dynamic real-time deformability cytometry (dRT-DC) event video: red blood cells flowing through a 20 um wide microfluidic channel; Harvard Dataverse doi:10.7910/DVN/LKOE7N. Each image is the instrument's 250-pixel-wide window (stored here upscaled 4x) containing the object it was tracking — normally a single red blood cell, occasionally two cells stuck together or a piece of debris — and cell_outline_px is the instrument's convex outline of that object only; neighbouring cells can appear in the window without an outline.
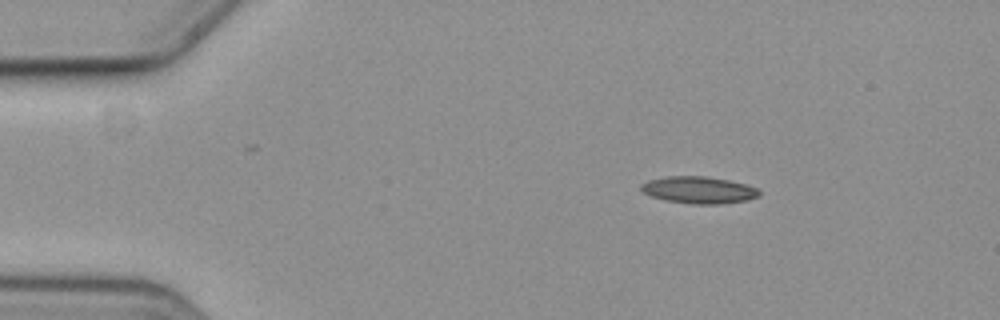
{"species": "common noctule bat (a hibernating species)", "species_latin": "Nyctalus noctula", "temperature_condition": "cold", "stored_images_in_passage": 49, "camera_frame_rate_fps": 3000, "um_per_image_px": 0.085, "animal": {"sex": "female", "body_mass_g": 19.3, "forearm_length_mm": 54.1}, "frame": {"image": 1, "passage_image": 1, "time_ms": 0.0, "image_size_px": [1000, 320], "cell_outline_px": [[760, 196], [744, 200], [716, 204], [692, 204], [664, 200], [652, 196], [644, 192], [640, 188], [640, 184], [648, 180], [668, 176], [704, 176], [728, 180], [744, 184], [756, 188], [760, 192]], "centroid_in_image_um": [59.36, 16.14], "position_along_channel_um": 25.6, "area_um2": 18.32}}
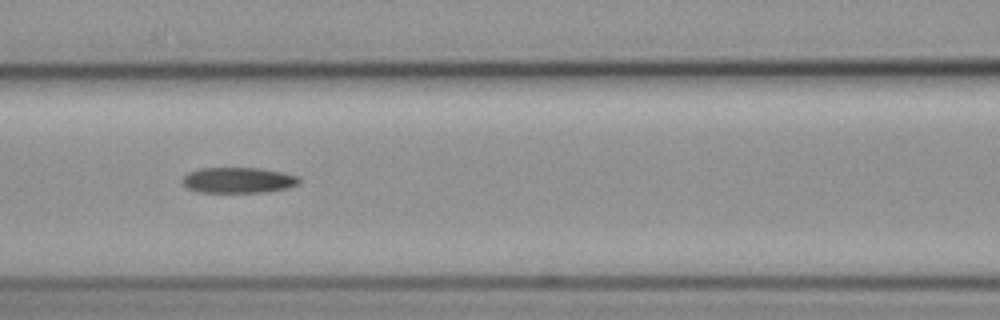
{"frame": {"image": 2, "passage_image": 17, "time_ms": 5.333, "image_size_px": [1000, 320], "cell_outline_px": [[300, 184], [288, 188], [264, 192], [196, 192], [188, 188], [184, 184], [184, 176], [188, 172], [200, 168], [260, 168], [284, 172], [300, 176]], "centroid_in_image_um": [20.31, 15.31], "position_along_channel_um": 146.3, "area_um2": 17.57}}
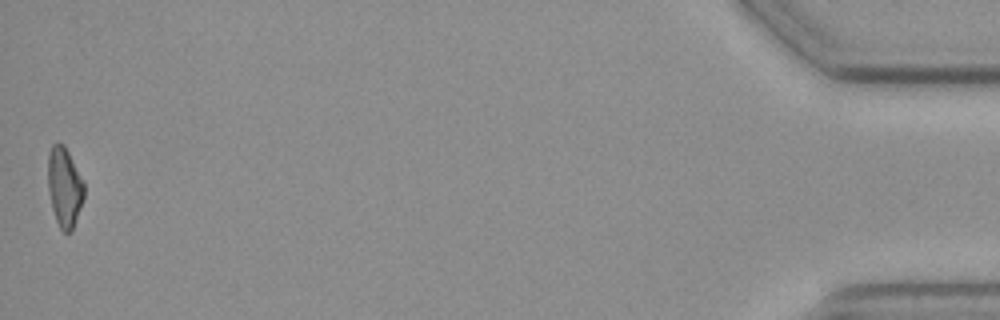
{"frame": {"image": 3, "passage_image": 49, "time_ms": 16.0, "image_size_px": [1000, 320], "cell_outline_px": [[84, 200], [72, 232], [64, 232], [60, 228], [56, 220], [52, 208], [48, 188], [48, 152], [52, 144], [64, 144], [84, 184]], "centroid_in_image_um": [5.48, 15.94], "position_along_channel_um": 429.7, "area_um2": 16.7}}